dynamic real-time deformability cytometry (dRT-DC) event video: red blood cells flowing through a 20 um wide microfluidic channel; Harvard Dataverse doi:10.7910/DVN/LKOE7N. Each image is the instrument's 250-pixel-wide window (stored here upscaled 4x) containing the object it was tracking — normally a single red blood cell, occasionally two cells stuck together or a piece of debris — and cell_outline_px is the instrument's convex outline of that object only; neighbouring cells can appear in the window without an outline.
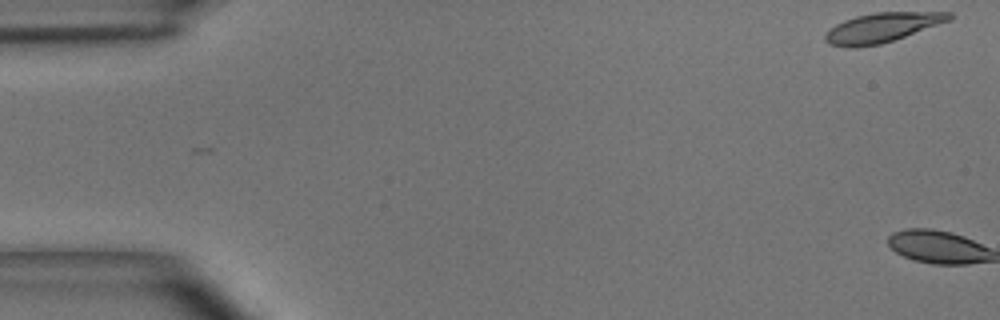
{"species": "common noctule bat (a hibernating species)", "species_latin": "Nyctalus noctula", "temperature_condition": "room temperature", "stored_images_in_passage": 2, "camera_frame_rate_fps": 3000, "um_per_image_px": 0.085, "animal": {"sex": "male", "body_mass_g": 15.6}, "frame": {"image": 1, "passage_image": 1, "time_ms": 0.0, "image_size_px": [1000, 320], "cell_outline_px": [[952, 16], [948, 20], [904, 36], [880, 44], [856, 48], [848, 48], [828, 44], [824, 40], [824, 36], [836, 24], [844, 20], [856, 16], [876, 12], [952, 12]], "centroid_in_image_um": [74.9, 2.35], "position_along_channel_um": 10.1, "area_um2": 20.92}}